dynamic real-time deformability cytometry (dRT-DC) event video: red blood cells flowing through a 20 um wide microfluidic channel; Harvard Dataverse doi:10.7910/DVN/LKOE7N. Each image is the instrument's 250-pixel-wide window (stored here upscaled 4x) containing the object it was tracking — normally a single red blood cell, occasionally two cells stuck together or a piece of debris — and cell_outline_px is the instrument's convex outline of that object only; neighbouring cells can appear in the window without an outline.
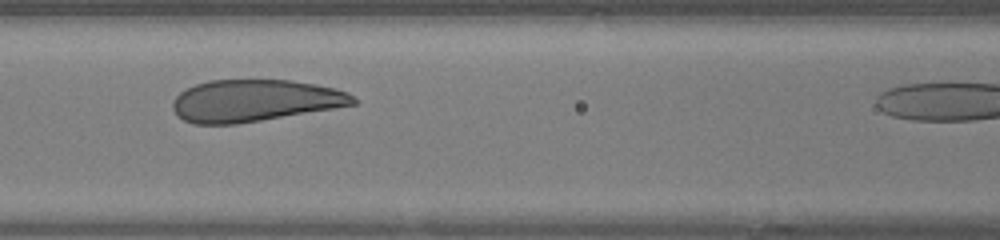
{"species": "human", "species_latin": "Homo sapiens", "temperature_condition": "warm", "stored_images_in_passage": 15, "camera_frame_rate_fps": 3000, "um_per_image_px": 0.085, "donor": {"sex": "female"}, "frame": {"image": 1, "passage_image": 9, "time_ms": 2.667, "image_size_px": [1000, 240], "cell_outline_px": [[360, 100], [356, 104], [236, 124], [192, 124], [176, 116], [172, 108], [172, 100], [180, 92], [196, 84], [208, 80], [292, 80], [316, 84], [348, 92]], "centroid_in_image_um": [21.61, 8.55], "position_along_channel_um": 145.0, "area_um2": 44.04}}
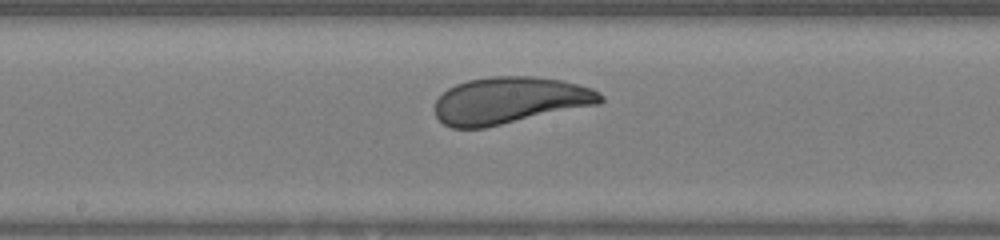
{"frame": {"image": 2, "passage_image": 13, "time_ms": 4.0, "image_size_px": [1000, 240], "cell_outline_px": [[604, 100], [600, 104], [484, 128], [452, 128], [444, 124], [436, 116], [436, 100], [448, 88], [456, 84], [468, 80], [492, 76], [532, 76], [564, 80], [592, 88], [600, 92], [604, 96]], "centroid_in_image_um": [43.37, 8.53], "position_along_channel_um": 204.8, "area_um2": 45.32}}